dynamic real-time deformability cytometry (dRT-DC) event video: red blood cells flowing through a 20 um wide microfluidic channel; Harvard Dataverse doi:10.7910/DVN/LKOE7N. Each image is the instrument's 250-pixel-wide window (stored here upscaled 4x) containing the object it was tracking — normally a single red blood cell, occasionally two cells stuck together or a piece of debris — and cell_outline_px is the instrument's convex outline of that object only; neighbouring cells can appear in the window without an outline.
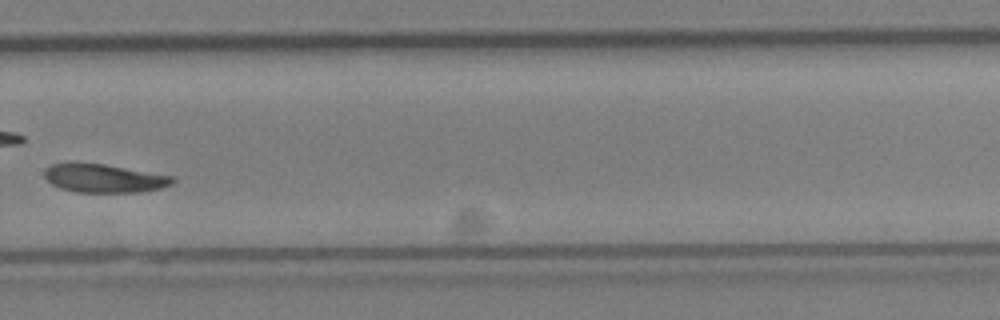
{"species": "Egyptian fruit bat (a non-hibernating species)", "species_latin": "Rousettus aegyptiacus", "temperature_condition": "cold", "stored_images_in_passage": 29, "camera_frame_rate_fps": 3000, "um_per_image_px": 0.085, "animal": {"sex": "female"}, "frame": {"image": 1, "passage_image": 17, "time_ms": 5.333, "image_size_px": [1000, 320], "cell_outline_px": [[176, 180], [172, 184], [160, 188], [140, 192], [76, 192], [60, 188], [52, 184], [44, 176], [44, 172], [52, 164], [72, 160], [104, 164], [172, 176]], "centroid_in_image_um": [8.79, 15.13], "position_along_channel_um": 321.0, "area_um2": 21.5}}
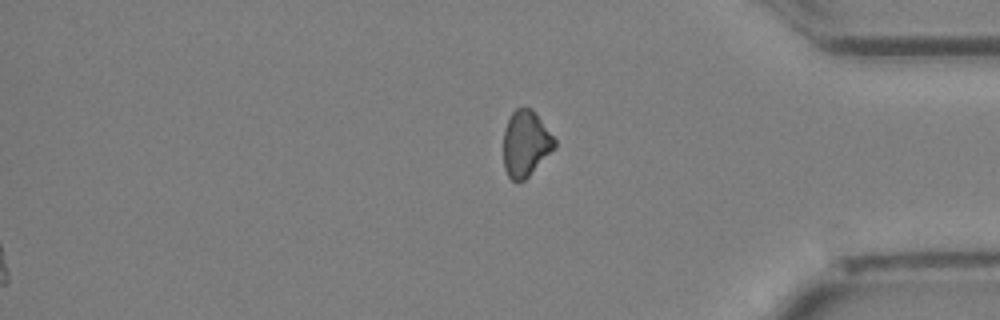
{"frame": {"image": 2, "passage_image": 29, "time_ms": 9.333, "image_size_px": [1000, 320], "cell_outline_px": [[556, 148], [524, 180], [516, 184], [508, 176], [504, 168], [504, 128], [512, 112], [516, 108], [532, 108], [556, 140]], "centroid_in_image_um": [44.68, 12.22], "position_along_channel_um": 390.5, "area_um2": 19.71}}